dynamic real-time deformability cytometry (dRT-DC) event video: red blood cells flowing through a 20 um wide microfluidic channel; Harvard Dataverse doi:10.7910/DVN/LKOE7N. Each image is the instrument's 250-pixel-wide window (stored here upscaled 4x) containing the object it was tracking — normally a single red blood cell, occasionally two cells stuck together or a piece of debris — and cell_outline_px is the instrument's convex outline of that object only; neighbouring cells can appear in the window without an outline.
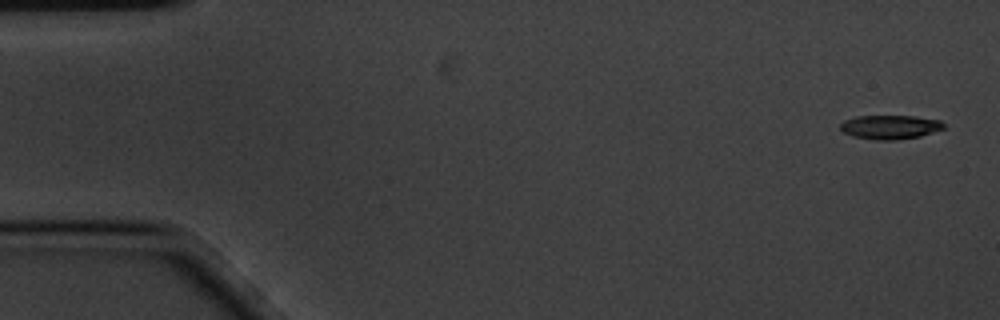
{"species": "common noctule bat (a hibernating species)", "species_latin": "Nyctalus noctula", "temperature_condition": "cold", "stored_images_in_passage": 5, "camera_frame_rate_fps": 3000, "um_per_image_px": 0.085, "animal": {"sex": "male", "body_mass_g": 20.1, "forearm_length_mm": 53.5}, "frame": {"image": 1, "passage_image": 1, "time_ms": 0.0, "image_size_px": [1000, 320], "cell_outline_px": [[944, 128], [920, 136], [896, 140], [876, 140], [852, 136], [844, 132], [840, 128], [840, 124], [844, 120], [856, 116], [912, 116], [940, 120], [944, 124]], "centroid_in_image_um": [75.63, 10.8], "position_along_channel_um": 9.4, "area_um2": 14.39}}
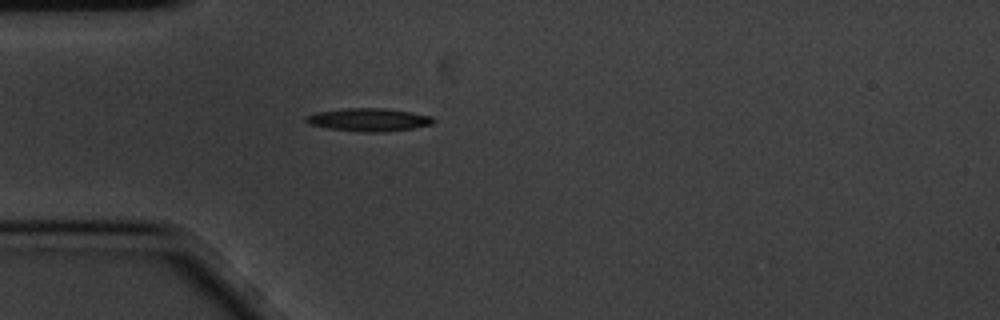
{"frame": {"image": 2, "passage_image": 5, "time_ms": 1.333, "image_size_px": [1000, 320], "cell_outline_px": [[436, 120], [432, 124], [412, 128], [384, 132], [364, 132], [328, 128], [308, 124], [304, 120], [304, 116], [316, 112], [348, 108], [384, 108], [432, 116]], "centroid_in_image_um": [31.31, 10.18], "position_along_channel_um": 53.7, "area_um2": 16.99}}